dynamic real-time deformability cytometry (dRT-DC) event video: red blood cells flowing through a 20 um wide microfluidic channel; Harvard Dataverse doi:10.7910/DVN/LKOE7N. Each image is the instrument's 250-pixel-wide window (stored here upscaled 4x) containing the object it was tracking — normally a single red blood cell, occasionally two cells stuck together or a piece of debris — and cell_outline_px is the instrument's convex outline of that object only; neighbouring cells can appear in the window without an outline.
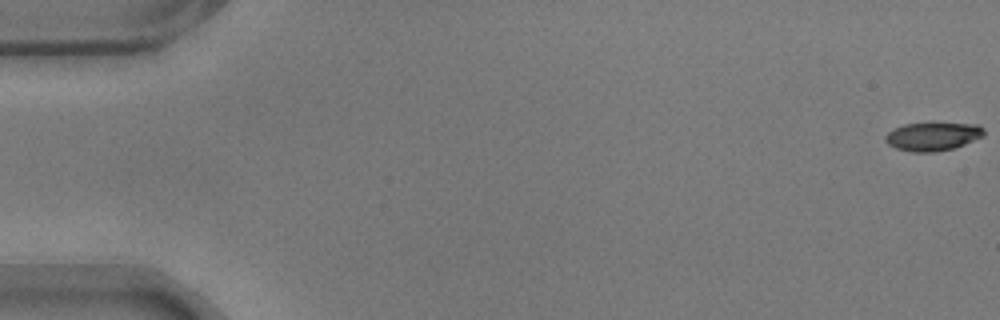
{"species": "common noctule bat (a hibernating species)", "species_latin": "Nyctalus noctula", "temperature_condition": "warm", "stored_images_in_passage": 58, "camera_frame_rate_fps": 3000, "um_per_image_px": 0.085, "animal": {"sex": "male", "body_mass_g": 17.9}, "frame": {"image": 1, "passage_image": 1, "time_ms": 0.0, "image_size_px": [1000, 320], "cell_outline_px": [[984, 136], [964, 144], [952, 148], [936, 152], [912, 152], [896, 148], [888, 144], [884, 140], [884, 136], [892, 128], [904, 124], [932, 120], [980, 124], [984, 128]], "centroid_in_image_um": [79.29, 11.53], "position_along_channel_um": 5.7, "area_um2": 17.28}}
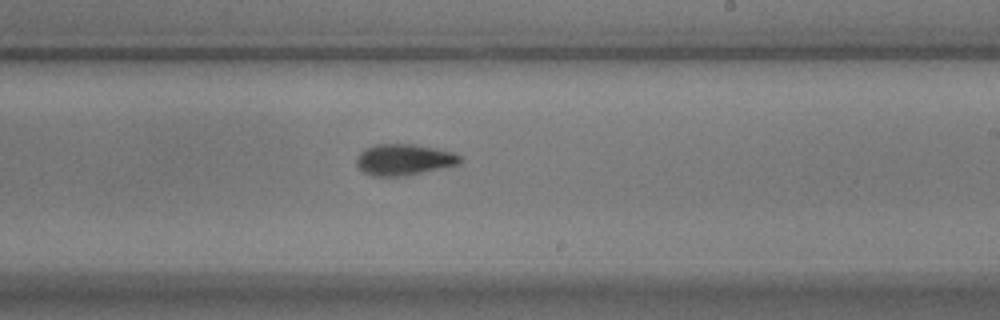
{"frame": {"image": 2, "passage_image": 35, "time_ms": 11.333, "image_size_px": [1000, 320], "cell_outline_px": [[464, 160], [460, 164], [404, 176], [372, 176], [364, 172], [356, 164], [356, 156], [364, 148], [376, 144], [416, 144], [436, 148], [452, 152], [460, 156]], "centroid_in_image_um": [34.33, 13.56], "position_along_channel_um": 254.7, "area_um2": 18.96}}
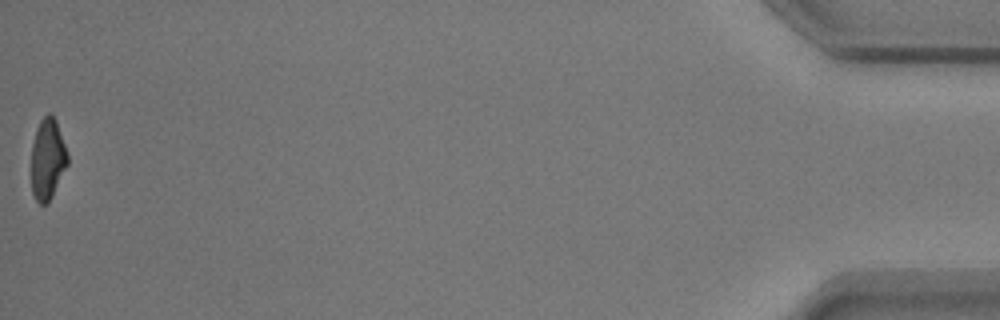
{"frame": {"image": 3, "passage_image": 58, "time_ms": 19.0, "image_size_px": [1000, 320], "cell_outline_px": [[68, 164], [52, 196], [44, 204], [40, 204], [36, 200], [32, 192], [32, 144], [36, 128], [40, 120], [48, 112], [56, 120], [68, 152]], "centroid_in_image_um": [4.05, 13.49], "position_along_channel_um": 431.1, "area_um2": 17.05}, "authors_computed_cell_mechanics": {"area_um2": 18.1781, "velocity_mm_per_s": 3.5648, "shape_relaxation_time_tau1_ms": 4.774, "shape_relaxation_time_tau2_ms": 3.1202, "deformation_change_tau1": 0.1753, "deformation_change_tau2": 0.1029}}